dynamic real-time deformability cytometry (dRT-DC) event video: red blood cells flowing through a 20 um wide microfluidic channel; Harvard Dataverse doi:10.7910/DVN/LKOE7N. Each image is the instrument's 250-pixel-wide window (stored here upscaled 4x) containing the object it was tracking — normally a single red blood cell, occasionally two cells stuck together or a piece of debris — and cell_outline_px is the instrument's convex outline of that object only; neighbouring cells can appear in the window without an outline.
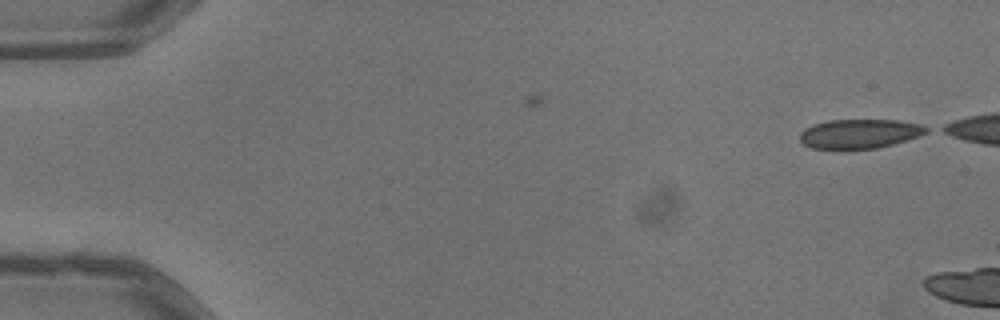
{"species": "common noctule bat (a hibernating species)", "species_latin": "Nyctalus noctula", "temperature_condition": "warm", "stored_images_in_passage": 2, "camera_frame_rate_fps": 3000, "um_per_image_px": 0.085, "animal": {"sex": "male", "body_mass_g": 13.3}, "frame": {"image": 1, "passage_image": 2, "time_ms": 0.333, "image_size_px": [1000, 320], "cell_outline_px": [[928, 132], [920, 136], [892, 144], [876, 148], [812, 148], [804, 144], [800, 140], [800, 132], [804, 128], [812, 124], [828, 120], [900, 120], [920, 124], [928, 128]], "centroid_in_image_um": [73.06, 11.35], "position_along_channel_um": 11.9, "area_um2": 21.44}}